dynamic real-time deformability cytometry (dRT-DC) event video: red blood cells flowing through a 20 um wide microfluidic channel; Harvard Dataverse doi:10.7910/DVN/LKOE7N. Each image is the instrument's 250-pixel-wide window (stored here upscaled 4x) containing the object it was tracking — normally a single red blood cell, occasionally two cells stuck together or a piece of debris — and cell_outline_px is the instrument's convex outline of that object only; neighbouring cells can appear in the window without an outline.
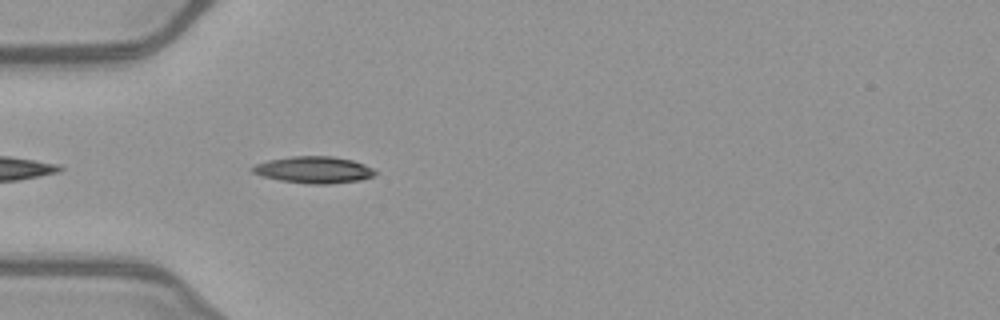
{"species": "common noctule bat (a hibernating species)", "species_latin": "Nyctalus noctula", "temperature_condition": "warm", "stored_images_in_passage": 36, "camera_frame_rate_fps": 3000, "um_per_image_px": 0.085, "animal": {"sex": "female", "body_mass_g": 21.9}, "frame": {"image": 1, "passage_image": 2, "time_ms": 0.333, "image_size_px": [1000, 320], "cell_outline_px": [[380, 172], [372, 176], [360, 180], [328, 184], [308, 184], [280, 180], [260, 176], [252, 172], [248, 168], [256, 164], [268, 160], [292, 156], [332, 156], [352, 160], [364, 164]], "centroid_in_image_um": [26.65, 14.43], "position_along_channel_um": 58.3, "area_um2": 19.25}}
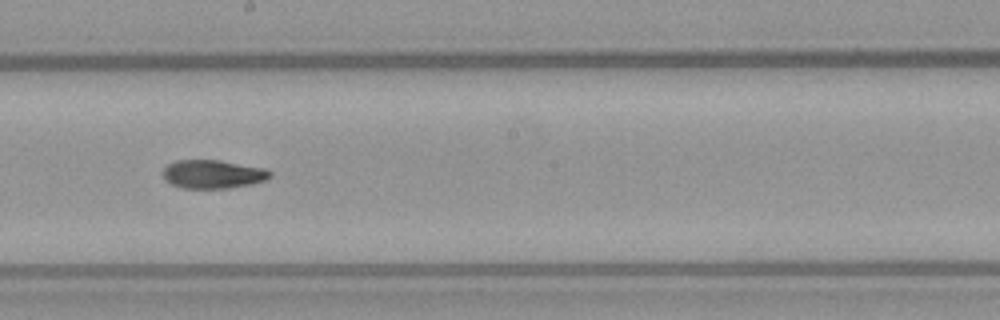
{"frame": {"image": 2, "passage_image": 15, "time_ms": 4.667, "image_size_px": [1000, 320], "cell_outline_px": [[272, 176], [264, 180], [252, 184], [228, 188], [180, 188], [172, 184], [164, 176], [164, 168], [168, 164], [176, 160], [220, 160], [264, 168], [272, 172]], "centroid_in_image_um": [18.12, 14.8], "position_along_channel_um": 230.1, "area_um2": 17.69}}
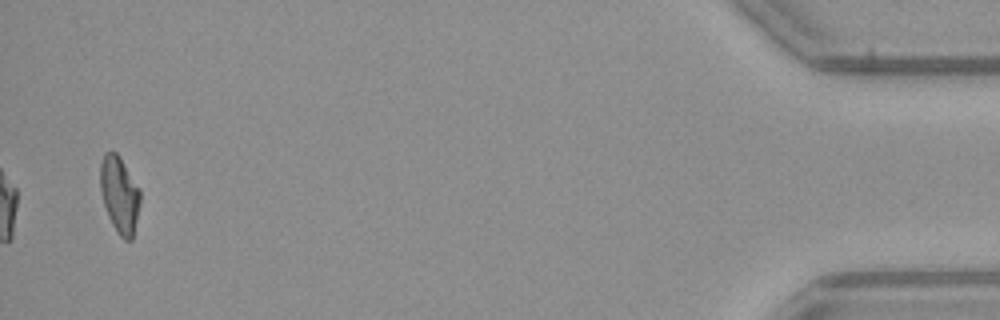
{"frame": {"image": 3, "passage_image": 36, "time_ms": 11.667, "image_size_px": [1000, 320], "cell_outline_px": [[140, 204], [132, 240], [124, 240], [120, 236], [112, 224], [108, 216], [104, 204], [100, 188], [100, 164], [104, 152], [116, 152], [120, 156], [140, 188]], "centroid_in_image_um": [10.16, 16.52], "position_along_channel_um": 425.0, "area_um2": 17.92}, "authors_computed_cell_mechanics": {"area_um2": 18.0914, "velocity_mm_per_s": 4.0508, "shape_relaxation_time_tau1_ms": 7.146, "shape_relaxation_time_tau2_ms": 4.1839, "deformation_change_tau1": 0.2067, "deformation_change_tau2": 0.1168}}